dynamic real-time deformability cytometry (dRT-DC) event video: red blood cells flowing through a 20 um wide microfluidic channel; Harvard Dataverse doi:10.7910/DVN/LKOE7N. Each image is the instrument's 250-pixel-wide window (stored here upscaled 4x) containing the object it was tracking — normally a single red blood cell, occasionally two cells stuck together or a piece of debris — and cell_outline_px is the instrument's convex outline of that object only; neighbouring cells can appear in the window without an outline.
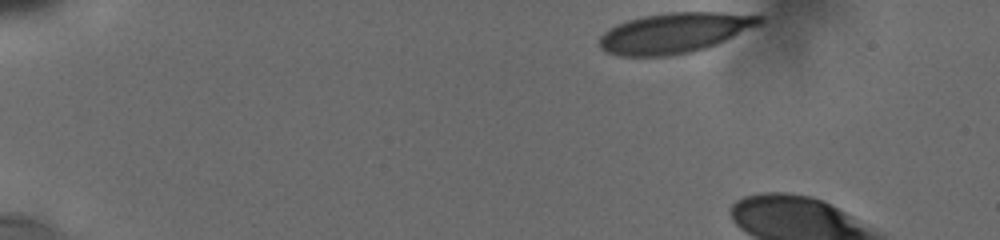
{"species": "human", "species_latin": "Homo sapiens", "temperature_condition": "cold", "stored_images_in_passage": 7, "camera_frame_rate_fps": 3000, "um_per_image_px": 0.085, "donor": {"sex": "male"}, "frame": {"image": 1, "passage_image": 1, "time_ms": 0.0, "image_size_px": [1000, 240], "cell_outline_px": [[764, 20], [760, 24], [708, 48], [692, 52], [668, 56], [620, 56], [604, 52], [600, 48], [600, 36], [604, 32], [616, 24], [628, 20], [644, 16], [668, 12], [720, 12], [764, 16]], "centroid_in_image_um": [57.32, 2.8], "position_along_channel_um": 27.7, "area_um2": 37.63}}